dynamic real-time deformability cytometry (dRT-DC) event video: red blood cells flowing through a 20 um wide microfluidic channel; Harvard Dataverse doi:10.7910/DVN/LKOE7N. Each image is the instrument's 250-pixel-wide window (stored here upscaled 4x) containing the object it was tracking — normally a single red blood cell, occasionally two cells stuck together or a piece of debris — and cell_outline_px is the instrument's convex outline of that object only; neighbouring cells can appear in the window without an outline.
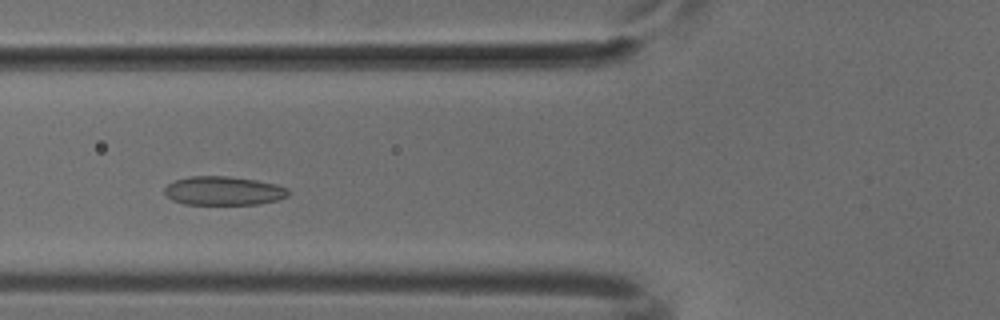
{"species": "common noctule bat (a hibernating species)", "species_latin": "Nyctalus noctula", "temperature_condition": "cold", "stored_images_in_passage": 37, "camera_frame_rate_fps": 3000, "um_per_image_px": 0.085, "animal": {"sex": "male", "body_mass_g": 18.8}, "frame": {"image": 1, "passage_image": 4, "time_ms": 1.0, "image_size_px": [1000, 320], "cell_outline_px": [[288, 196], [276, 200], [260, 204], [184, 204], [172, 200], [164, 192], [164, 188], [172, 180], [188, 176], [228, 176], [256, 180], [276, 184], [288, 188]], "centroid_in_image_um": [18.97, 16.21], "position_along_channel_um": 106.8, "area_um2": 20.87}}
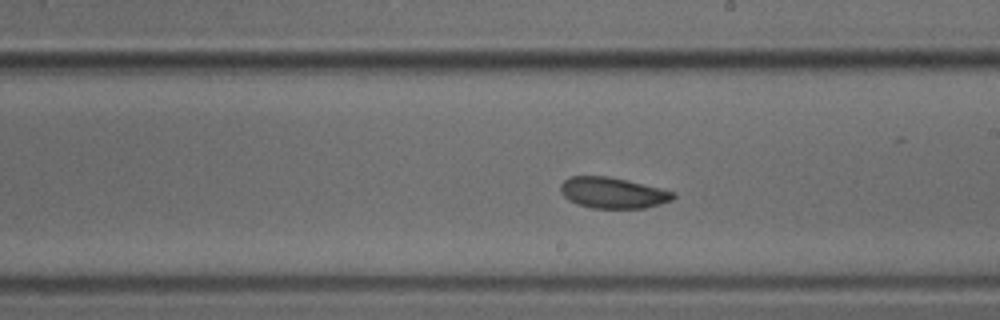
{"frame": {"image": 2, "passage_image": 14, "time_ms": 4.333, "image_size_px": [1000, 320], "cell_outline_px": [[676, 196], [672, 200], [660, 204], [644, 208], [592, 208], [576, 204], [568, 200], [560, 192], [560, 184], [568, 176], [608, 176], [660, 188], [676, 192]], "centroid_in_image_um": [52.06, 16.39], "position_along_channel_um": 236.9, "area_um2": 20.4}}
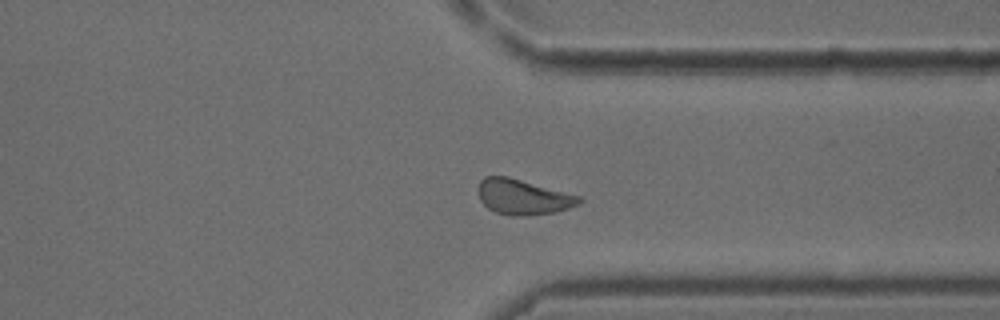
{"frame": {"image": 3, "passage_image": 24, "time_ms": 7.667, "image_size_px": [1000, 320], "cell_outline_px": [[584, 200], [580, 204], [556, 212], [528, 216], [512, 216], [496, 212], [488, 208], [480, 200], [480, 180], [484, 176], [508, 176], [580, 196]], "centroid_in_image_um": [44.49, 16.75], "position_along_channel_um": 366.9, "area_um2": 20.69}}